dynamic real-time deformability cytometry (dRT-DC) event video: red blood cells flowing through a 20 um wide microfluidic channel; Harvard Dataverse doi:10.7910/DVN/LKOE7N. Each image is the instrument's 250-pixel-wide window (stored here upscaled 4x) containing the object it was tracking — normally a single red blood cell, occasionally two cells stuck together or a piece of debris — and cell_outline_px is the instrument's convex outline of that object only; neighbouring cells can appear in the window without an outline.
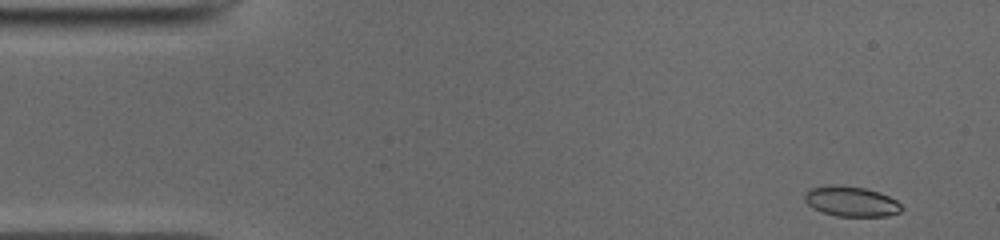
{"species": "common noctule bat (a hibernating species)", "species_latin": "Nyctalus noctula", "temperature_condition": "cold", "stored_images_in_passage": 48, "camera_frame_rate_fps": 3000, "um_per_image_px": 0.085, "animal": {"sex": "male", "body_mass_g": 19.0, "forearm_length_mm": 50.8}, "frame": {"image": 1, "passage_image": 1, "time_ms": 0.0, "image_size_px": [1000, 240], "cell_outline_px": [[904, 208], [900, 212], [888, 216], [836, 216], [820, 212], [812, 208], [804, 200], [804, 196], [812, 188], [828, 184], [836, 184], [864, 188], [880, 192], [896, 200]], "centroid_in_image_um": [72.35, 17.12], "position_along_channel_um": 12.7, "area_um2": 17.17}}
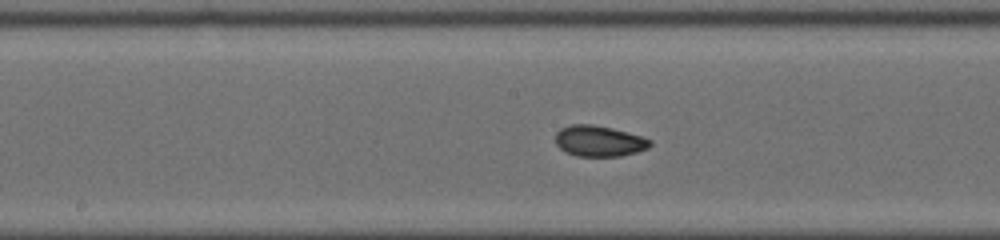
{"frame": {"image": 2, "passage_image": 23, "time_ms": 7.333, "image_size_px": [1000, 240], "cell_outline_px": [[652, 144], [648, 148], [636, 152], [620, 156], [576, 156], [564, 152], [556, 144], [556, 132], [560, 128], [572, 124], [592, 124], [612, 128], [628, 132], [652, 140]], "centroid_in_image_um": [50.91, 11.98], "position_along_channel_um": 197.3, "area_um2": 17.11}}
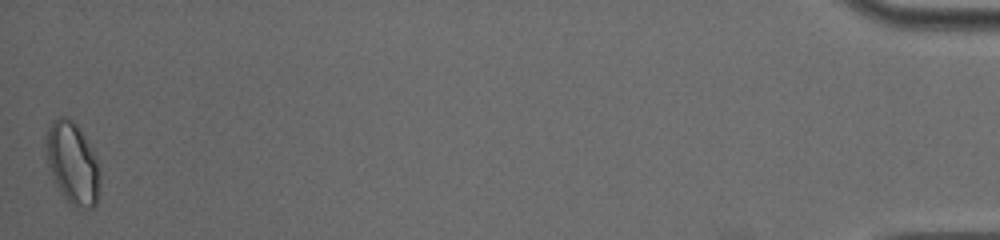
{"frame": {"image": 3, "passage_image": 48, "time_ms": 15.667, "image_size_px": [1000, 240], "cell_outline_px": [[100, 184], [96, 204], [92, 208], [80, 212], [60, 192], [52, 176], [48, 164], [48, 128], [52, 120], [60, 116], [68, 116], [80, 128], [100, 160]], "centroid_in_image_um": [6.24, 13.9], "position_along_channel_um": 429.0, "area_um2": 26.01}, "authors_computed_cell_mechanics": {"area_um2": 17.0799, "velocity_mm_per_s": 3.9494, "shape_relaxation_time_tau1_ms": 10.255, "shape_relaxation_time_tau2_ms": 1.4045, "deformation_change_tau1": 0.1667, "deformation_change_tau2": 0.0459}}